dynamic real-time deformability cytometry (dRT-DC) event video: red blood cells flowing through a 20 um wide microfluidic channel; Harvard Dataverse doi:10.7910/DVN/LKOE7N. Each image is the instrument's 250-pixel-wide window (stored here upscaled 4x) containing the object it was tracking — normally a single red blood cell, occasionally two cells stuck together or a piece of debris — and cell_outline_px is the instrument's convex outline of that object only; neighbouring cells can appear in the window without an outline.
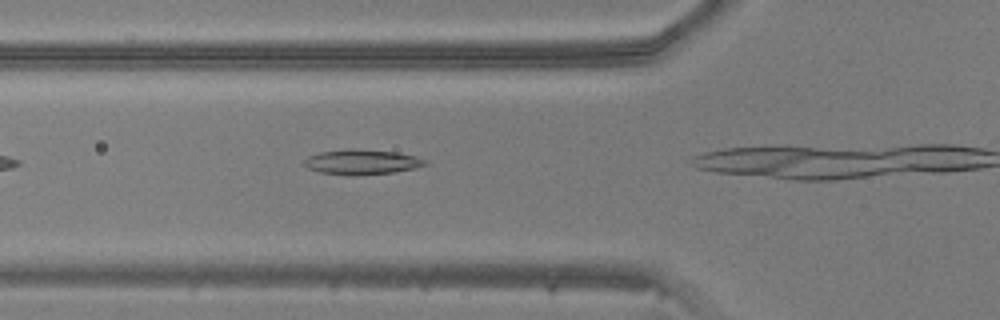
{"species": "common noctule bat (a hibernating species)", "species_latin": "Nyctalus noctula", "temperature_condition": "warm", "stored_images_in_passage": 6, "camera_frame_rate_fps": 3000, "um_per_image_px": 0.085, "animal": {"sex": "male", "body_mass_g": 20.5, "forearm_length_mm": 52.5}, "frame": {"image": 1, "passage_image": 3, "time_ms": 0.667, "image_size_px": [1000, 320], "cell_outline_px": [[428, 164], [416, 168], [396, 172], [320, 172], [308, 168], [304, 164], [304, 160], [308, 156], [320, 152], [348, 148], [356, 148], [396, 152], [416, 156], [428, 160]], "centroid_in_image_um": [30.82, 13.7], "position_along_channel_um": 95.0, "area_um2": 16.82}}